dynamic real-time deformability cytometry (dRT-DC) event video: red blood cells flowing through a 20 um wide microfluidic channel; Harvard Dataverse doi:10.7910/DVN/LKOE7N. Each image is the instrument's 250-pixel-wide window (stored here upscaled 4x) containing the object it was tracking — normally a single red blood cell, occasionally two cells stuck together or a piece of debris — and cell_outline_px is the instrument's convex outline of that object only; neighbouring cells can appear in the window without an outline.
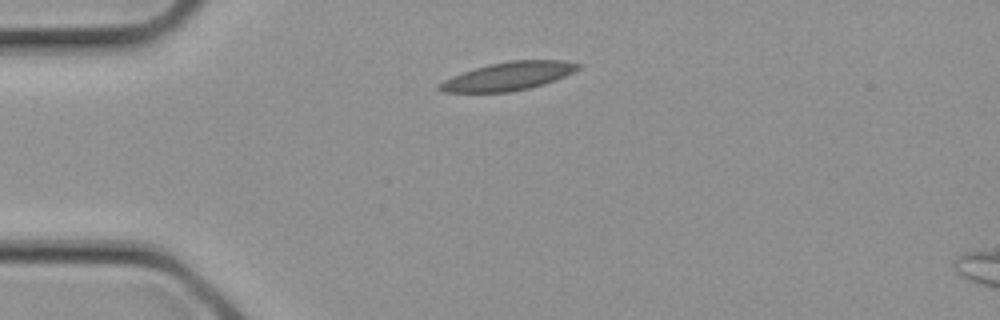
{"species": "common noctule bat (a hibernating species)", "species_latin": "Nyctalus noctula", "temperature_condition": "cold", "stored_images_in_passage": 3, "camera_frame_rate_fps": 3000, "um_per_image_px": 0.085, "animal": {"sex": "female", "body_mass_g": 21.9}, "frame": {"image": 1, "passage_image": 3, "time_ms": 0.667, "image_size_px": [1000, 320], "cell_outline_px": [[580, 68], [556, 80], [544, 84], [528, 88], [508, 92], [440, 92], [436, 88], [436, 84], [452, 76], [488, 64], [508, 60], [564, 60], [580, 64]], "centroid_in_image_um": [43.17, 6.47], "position_along_channel_um": 41.8, "area_um2": 22.83}}